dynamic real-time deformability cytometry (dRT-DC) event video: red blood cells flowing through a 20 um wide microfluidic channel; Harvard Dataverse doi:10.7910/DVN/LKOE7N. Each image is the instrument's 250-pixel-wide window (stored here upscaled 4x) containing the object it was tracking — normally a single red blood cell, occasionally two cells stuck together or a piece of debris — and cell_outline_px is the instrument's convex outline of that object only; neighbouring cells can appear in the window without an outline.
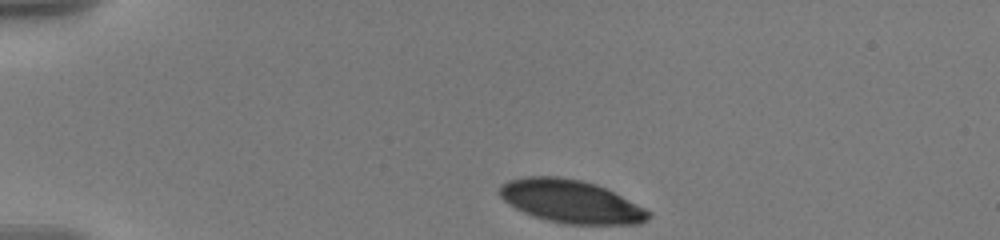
{"species": "human", "species_latin": "Homo sapiens", "temperature_condition": "warm", "stored_images_in_passage": 41, "camera_frame_rate_fps": 3000, "um_per_image_px": 0.085, "donor": {"sex": "male"}, "frame": {"image": 1, "passage_image": 1, "time_ms": 0.0, "image_size_px": [1000, 240], "cell_outline_px": [[652, 216], [648, 220], [640, 224], [564, 224], [532, 216], [508, 204], [500, 196], [500, 188], [508, 180], [524, 176], [560, 176], [580, 180], [596, 184], [652, 212]], "centroid_in_image_um": [48.52, 17.13], "position_along_channel_um": 36.5, "area_um2": 37.11}}
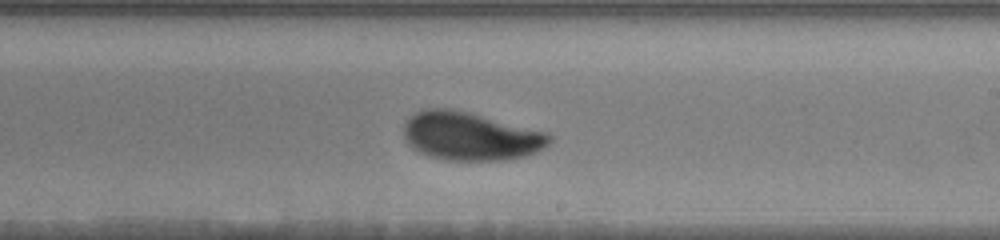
{"frame": {"image": 2, "passage_image": 24, "time_ms": 7.667, "image_size_px": [1000, 240], "cell_outline_px": [[552, 140], [544, 148], [536, 152], [524, 156], [504, 160], [444, 160], [428, 156], [412, 148], [404, 140], [404, 124], [416, 112], [424, 108], [452, 108], [548, 132], [552, 136]], "centroid_in_image_um": [39.98, 11.58], "position_along_channel_um": 249.0, "area_um2": 41.15}}
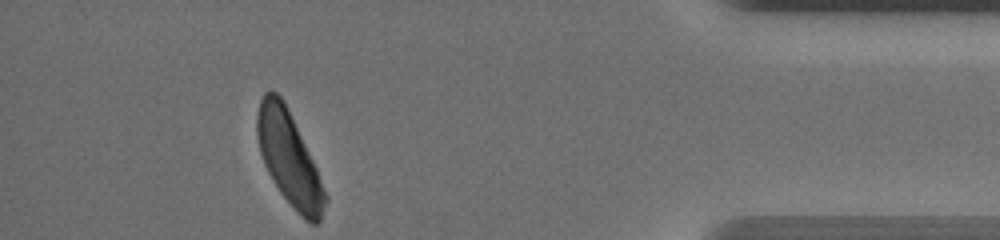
{"frame": {"image": 3, "passage_image": 41, "time_ms": 13.333, "image_size_px": [1000, 240], "cell_outline_px": [[328, 200], [320, 220], [316, 224], [312, 224], [304, 220], [300, 216], [280, 192], [268, 172], [264, 164], [260, 152], [256, 132], [256, 116], [260, 100], [264, 92], [272, 88], [284, 100], [316, 168], [328, 196]], "centroid_in_image_um": [24.57, 13.47], "position_along_channel_um": 410.6, "area_um2": 36.93}, "authors_computed_cell_mechanics": {"area_um2": 40.46, "velocity_mm_per_s": 3.5596, "shape_relaxation_time_tau1_ms": 3.2657, "shape_relaxation_time_tau2_ms": 3.3402, "deformation_change_tau1": 0.1434, "deformation_change_tau2": 0.0778}}